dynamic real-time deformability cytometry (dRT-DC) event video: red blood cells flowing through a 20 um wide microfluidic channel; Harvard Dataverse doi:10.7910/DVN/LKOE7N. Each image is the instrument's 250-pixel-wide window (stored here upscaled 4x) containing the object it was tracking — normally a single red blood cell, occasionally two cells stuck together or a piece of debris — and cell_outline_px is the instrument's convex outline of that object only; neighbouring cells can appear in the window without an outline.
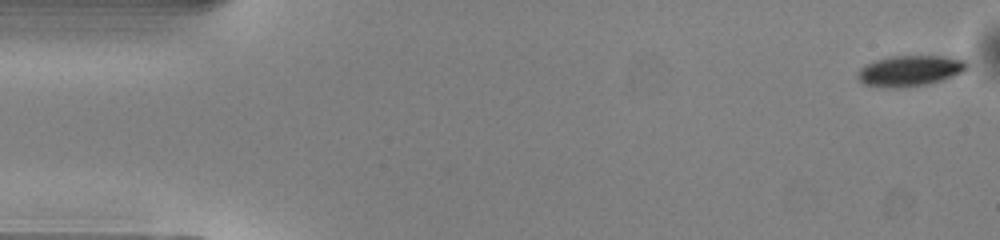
{"species": "common noctule bat (a hibernating species)", "species_latin": "Nyctalus noctula", "temperature_condition": "warm", "stored_images_in_passage": 50, "camera_frame_rate_fps": 3000, "um_per_image_px": 0.085, "animal": {"sex": "male", "body_mass_g": 13.0, "forearm_length_mm": 53.1}, "frame": {"image": 1, "passage_image": 1, "time_ms": 0.0, "image_size_px": [1000, 240], "cell_outline_px": [[968, 68], [952, 76], [928, 84], [900, 88], [888, 88], [864, 84], [856, 76], [856, 72], [864, 64], [876, 60], [892, 56], [948, 56], [964, 60], [968, 64]], "centroid_in_image_um": [77.3, 6.01], "position_along_channel_um": 7.7, "area_um2": 19.59}}
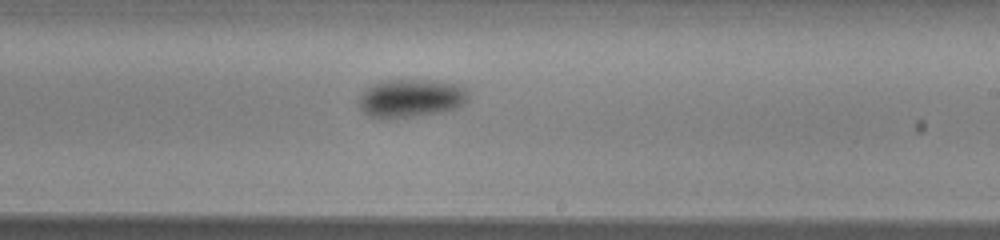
{"frame": {"image": 2, "passage_image": 29, "time_ms": 9.333, "image_size_px": [1000, 240], "cell_outline_px": [[468, 100], [464, 104], [456, 108], [440, 112], [412, 116], [380, 120], [368, 116], [360, 108], [360, 96], [372, 84], [380, 80], [428, 80], [460, 84], [468, 88]], "centroid_in_image_um": [34.95, 8.35], "position_along_channel_um": 254.1, "area_um2": 24.62}}
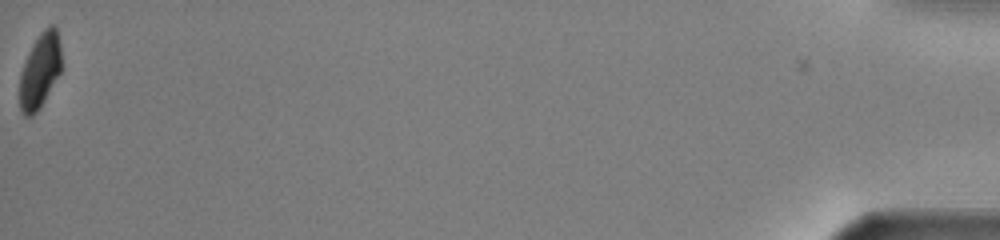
{"frame": {"image": 3, "passage_image": 50, "time_ms": 16.333, "image_size_px": [1000, 240], "cell_outline_px": [[60, 72], [40, 108], [32, 116], [24, 116], [20, 108], [20, 72], [28, 52], [32, 44], [40, 32], [48, 24], [56, 24], [60, 40]], "centroid_in_image_um": [3.39, 5.96], "position_along_channel_um": 431.8, "area_um2": 18.32}, "authors_computed_cell_mechanics": {"area_um2": 21.7906, "velocity_mm_per_s": 4.085, "shape_relaxation_time_tau1_ms": 2.0417, "shape_relaxation_time_tau2_ms": null, "deformation_change_tau1": 0.0874, "deformation_change_tau2": null}}